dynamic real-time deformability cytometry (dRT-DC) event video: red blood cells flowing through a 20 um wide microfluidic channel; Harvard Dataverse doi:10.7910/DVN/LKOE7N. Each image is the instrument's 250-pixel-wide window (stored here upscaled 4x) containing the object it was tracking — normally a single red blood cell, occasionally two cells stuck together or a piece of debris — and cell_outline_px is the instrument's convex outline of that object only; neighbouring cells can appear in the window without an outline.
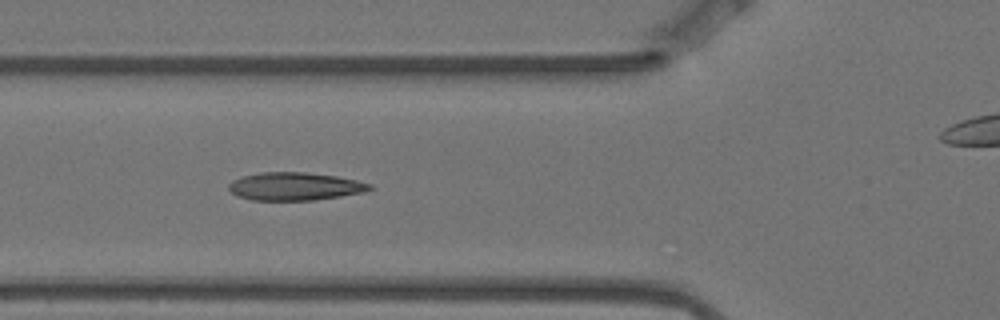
{"species": "Egyptian fruit bat (a non-hibernating species)", "species_latin": "Rousettus aegyptiacus", "temperature_condition": "warm", "stored_images_in_passage": 10, "segment_of_instrument_passage": [1, 2], "camera_frame_rate_fps": 3000, "um_per_image_px": 0.085, "animal": {"sex": "female"}, "frame": {"image": 1, "passage_image": 5, "time_ms": 1.333, "image_size_px": [1000, 320], "cell_outline_px": [[376, 188], [364, 192], [340, 196], [312, 200], [252, 200], [236, 196], [228, 188], [228, 184], [232, 180], [244, 176], [260, 172], [304, 172], [336, 176], [356, 180], [372, 184]], "centroid_in_image_um": [25.07, 15.84], "position_along_channel_um": 100.7, "area_um2": 23.0}}
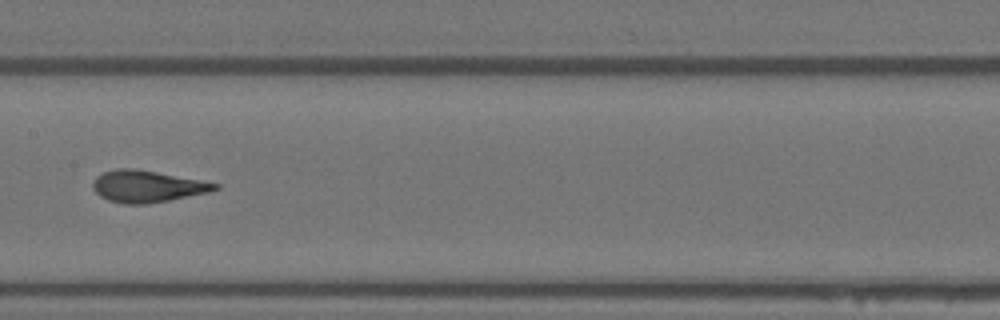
{"frame": {"image": 2, "passage_image": 7, "time_ms": 2.0, "image_size_px": [1000, 320], "cell_outline_px": [[220, 188], [208, 192], [148, 204], [124, 204], [108, 200], [100, 196], [92, 188], [92, 184], [96, 176], [104, 172], [120, 168], [136, 168], [200, 180], [220, 184]], "centroid_in_image_um": [12.48, 15.84], "position_along_channel_um": 194.9, "area_um2": 22.48}}
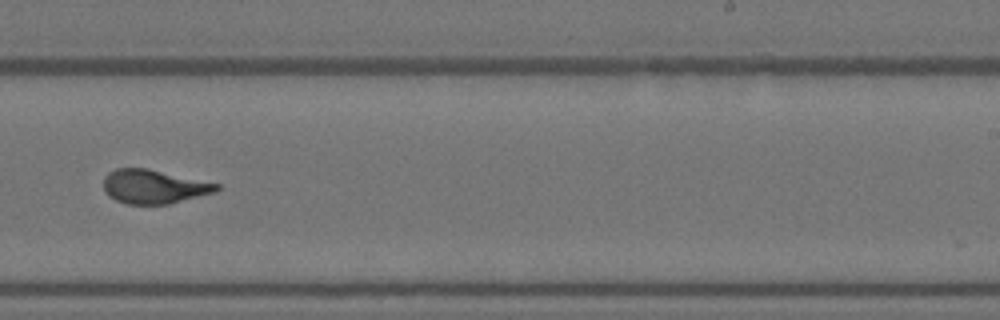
{"frame": {"image": 3, "passage_image": 9, "time_ms": 2.667, "image_size_px": [1000, 320], "cell_outline_px": [[220, 188], [216, 192], [168, 204], [124, 204], [108, 196], [104, 188], [104, 176], [108, 172], [116, 168], [148, 168], [220, 184]], "centroid_in_image_um": [13.07, 15.86], "position_along_channel_um": 275.9, "area_um2": 22.43}}